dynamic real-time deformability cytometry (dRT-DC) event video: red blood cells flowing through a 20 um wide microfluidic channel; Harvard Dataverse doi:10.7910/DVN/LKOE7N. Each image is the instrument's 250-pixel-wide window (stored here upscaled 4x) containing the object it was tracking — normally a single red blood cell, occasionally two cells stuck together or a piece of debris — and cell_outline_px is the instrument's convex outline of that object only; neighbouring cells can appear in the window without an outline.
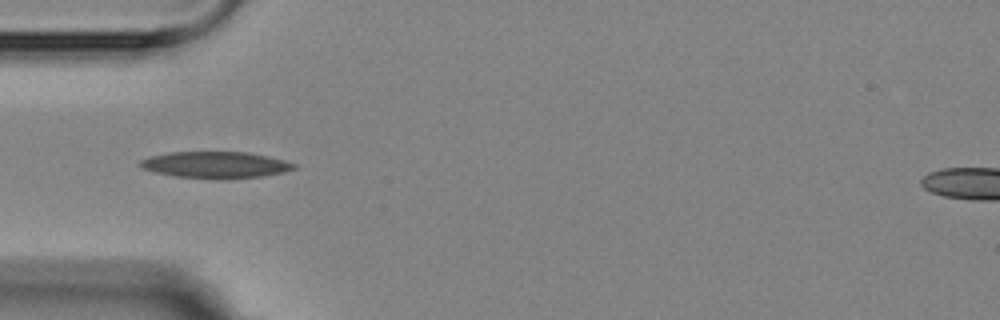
{"species": "Egyptian fruit bat (a non-hibernating species)", "species_latin": "Rousettus aegyptiacus", "temperature_condition": "room temperature", "stored_images_in_passage": 2, "camera_frame_rate_fps": 3000, "um_per_image_px": 0.085, "animal": {"sex": "female"}, "frame": {"image": 1, "passage_image": 1, "time_ms": 0.0, "image_size_px": [1000, 320], "cell_outline_px": [[296, 168], [284, 172], [260, 176], [228, 180], [220, 180], [176, 176], [156, 172], [144, 168], [136, 164], [140, 160], [152, 156], [168, 152], [248, 152], [268, 156], [284, 160], [296, 164]], "centroid_in_image_um": [18.34, 14.02], "position_along_channel_um": 66.7, "area_um2": 23.93}}
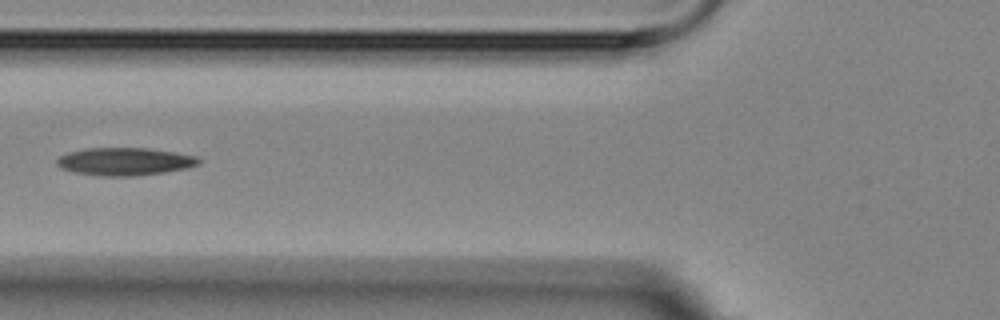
{"frame": {"image": 2, "passage_image": 2, "time_ms": 1.333, "image_size_px": [1000, 320], "cell_outline_px": [[200, 164], [188, 168], [164, 172], [136, 176], [100, 176], [76, 172], [60, 168], [56, 164], [56, 160], [60, 156], [68, 152], [84, 148], [148, 148], [176, 152], [196, 156], [200, 160]], "centroid_in_image_um": [10.61, 13.72], "position_along_channel_um": 115.2, "area_um2": 23.06}}